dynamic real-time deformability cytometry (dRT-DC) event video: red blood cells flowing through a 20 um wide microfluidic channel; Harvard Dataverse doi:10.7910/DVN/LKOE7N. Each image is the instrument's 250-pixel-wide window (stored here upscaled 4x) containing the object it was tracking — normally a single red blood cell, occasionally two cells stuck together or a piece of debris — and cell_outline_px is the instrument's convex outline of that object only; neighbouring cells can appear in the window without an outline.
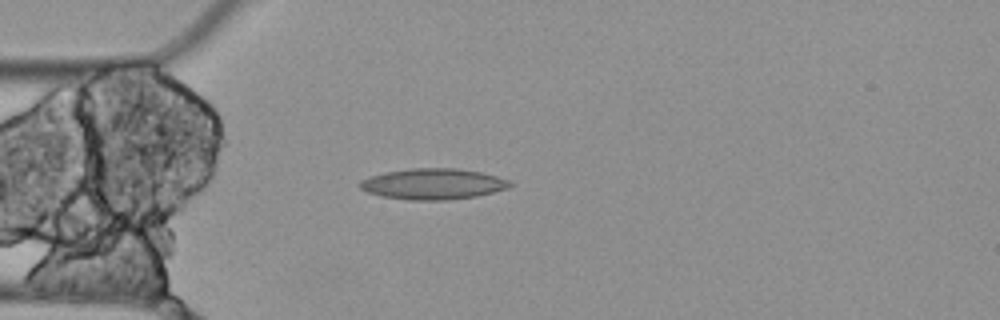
{"species": "Egyptian fruit bat (a non-hibernating species)", "species_latin": "Rousettus aegyptiacus", "temperature_condition": "cold", "stored_images_in_passage": 4, "camera_frame_rate_fps": 3000, "um_per_image_px": 0.085, "animal": {"sex": "female"}, "frame": {"image": 1, "passage_image": 4, "time_ms": 1.0, "image_size_px": [1000, 320], "cell_outline_px": [[512, 184], [508, 188], [476, 196], [448, 200], [408, 200], [380, 196], [368, 192], [360, 188], [356, 184], [360, 180], [368, 176], [384, 172], [412, 168], [456, 168], [480, 172], [496, 176], [508, 180]], "centroid_in_image_um": [36.74, 15.63], "position_along_channel_um": 48.3, "area_um2": 27.11}}